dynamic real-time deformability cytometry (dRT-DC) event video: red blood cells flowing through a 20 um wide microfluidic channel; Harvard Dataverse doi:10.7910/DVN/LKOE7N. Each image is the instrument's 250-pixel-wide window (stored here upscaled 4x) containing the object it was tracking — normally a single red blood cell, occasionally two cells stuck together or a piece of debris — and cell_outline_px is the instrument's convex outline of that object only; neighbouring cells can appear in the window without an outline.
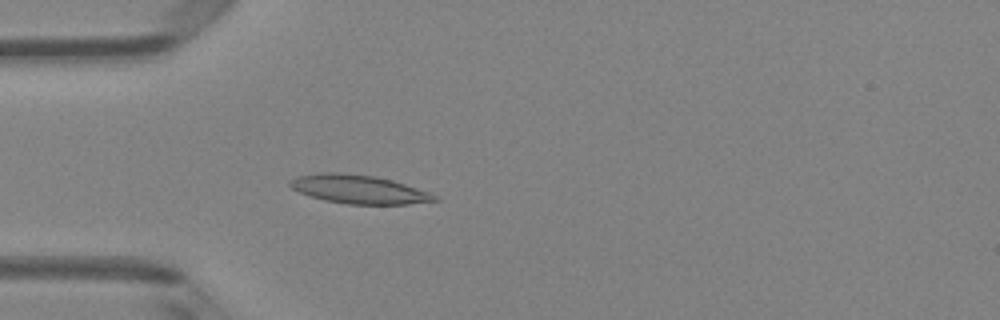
{"species": "Egyptian fruit bat (a non-hibernating species)", "species_latin": "Rousettus aegyptiacus", "temperature_condition": "room temperature", "stored_images_in_passage": 50, "camera_frame_rate_fps": 3000, "um_per_image_px": 0.085, "animal": {"sex": "female"}, "frame": {"image": 1, "passage_image": 15, "time_ms": 4.667, "image_size_px": [1000, 320], "cell_outline_px": [[440, 200], [408, 204], [348, 204], [324, 200], [300, 192], [292, 188], [288, 184], [288, 180], [296, 176], [320, 172], [336, 172], [376, 176], [392, 180], [428, 192], [436, 196]], "centroid_in_image_um": [30.45, 16.08], "position_along_channel_um": 54.5, "area_um2": 23.99}}
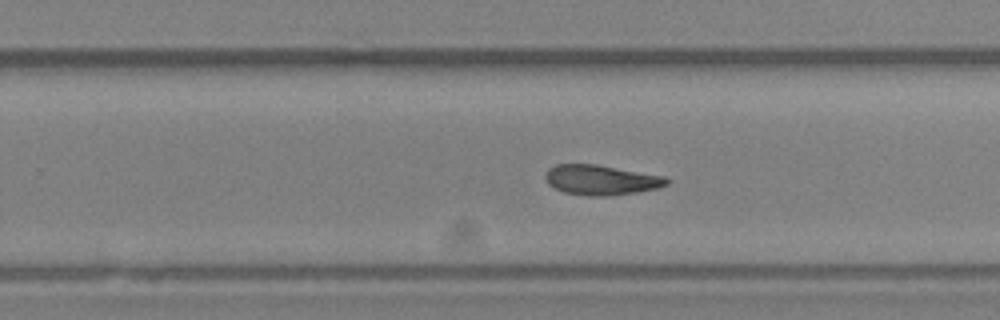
{"frame": {"image": 2, "passage_image": 32, "time_ms": 10.333, "image_size_px": [1000, 320], "cell_outline_px": [[668, 184], [660, 188], [636, 192], [604, 196], [588, 196], [564, 192], [548, 184], [544, 176], [548, 168], [556, 164], [596, 164], [664, 176], [668, 180]], "centroid_in_image_um": [51.07, 15.29], "position_along_channel_um": 278.7, "area_um2": 21.15}}
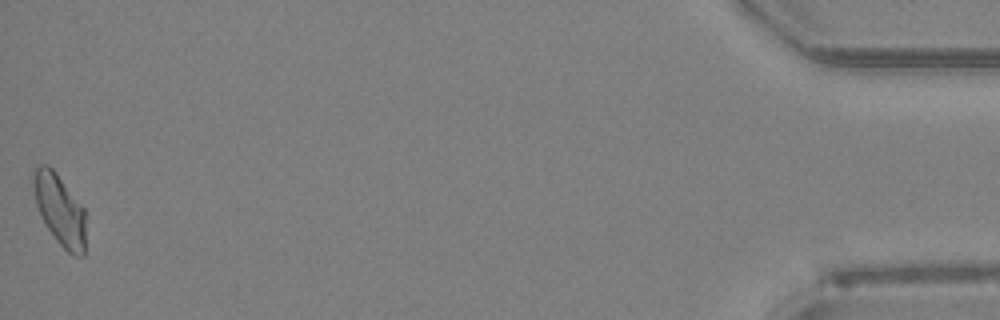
{"frame": {"image": 3, "passage_image": 50, "time_ms": 16.333, "image_size_px": [1000, 320], "cell_outline_px": [[84, 256], [72, 256], [56, 240], [40, 216], [36, 204], [32, 184], [32, 176], [36, 168], [40, 164], [48, 164], [56, 172], [84, 208]], "centroid_in_image_um": [5.05, 17.81], "position_along_channel_um": 430.1, "area_um2": 21.5}}